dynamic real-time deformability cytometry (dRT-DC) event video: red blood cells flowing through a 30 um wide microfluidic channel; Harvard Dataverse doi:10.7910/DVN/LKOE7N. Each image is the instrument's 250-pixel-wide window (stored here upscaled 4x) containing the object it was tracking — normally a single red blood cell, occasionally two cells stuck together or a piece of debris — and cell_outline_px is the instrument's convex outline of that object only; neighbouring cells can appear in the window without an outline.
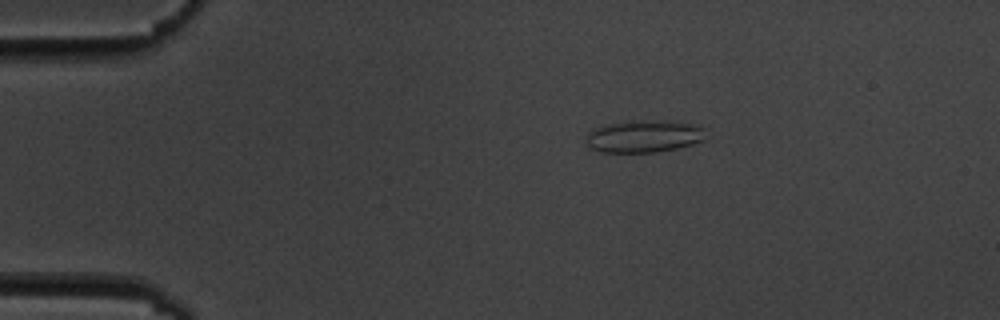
{"species": "common noctule bat (a hibernating species)", "species_latin": "Nyctalus noctula", "temperature_condition": "cold", "stored_images_in_passage": 5, "camera_frame_rate_fps": 3000, "um_per_image_px": 0.085, "animal": {"sex": "male", "body_mass_g": 19.5, "forearm_length_mm": 54.6}, "frame": {"image": 1, "passage_image": 2, "time_ms": 1.333, "image_size_px": [1000, 320], "cell_outline_px": [[704, 140], [692, 144], [676, 148], [656, 152], [600, 152], [588, 148], [588, 132], [592, 128], [604, 124], [636, 120], [660, 120], [692, 124], [704, 128]], "centroid_in_image_um": [54.69, 11.58], "position_along_channel_um": 30.3, "area_um2": 22.54}}
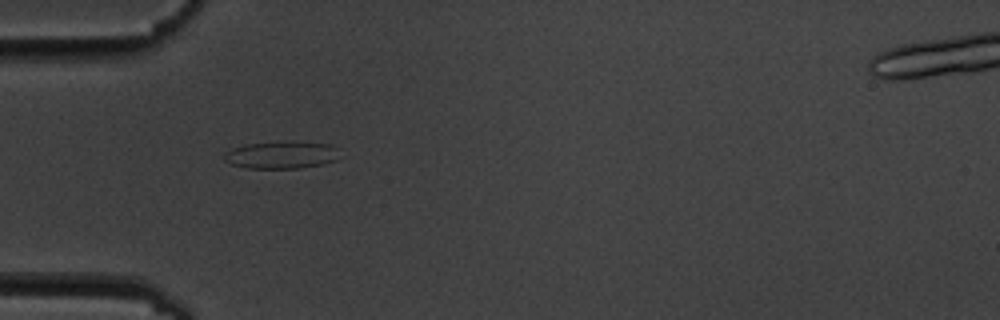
{"frame": {"image": 2, "passage_image": 4, "time_ms": 3.667, "image_size_px": [1000, 320], "cell_outline_px": [[336, 160], [324, 164], [300, 168], [248, 168], [232, 164], [224, 160], [224, 152], [232, 148], [248, 144], [292, 140], [332, 144], [336, 148]], "centroid_in_image_um": [23.92, 13.15], "position_along_channel_um": 61.1, "area_um2": 18.55}}